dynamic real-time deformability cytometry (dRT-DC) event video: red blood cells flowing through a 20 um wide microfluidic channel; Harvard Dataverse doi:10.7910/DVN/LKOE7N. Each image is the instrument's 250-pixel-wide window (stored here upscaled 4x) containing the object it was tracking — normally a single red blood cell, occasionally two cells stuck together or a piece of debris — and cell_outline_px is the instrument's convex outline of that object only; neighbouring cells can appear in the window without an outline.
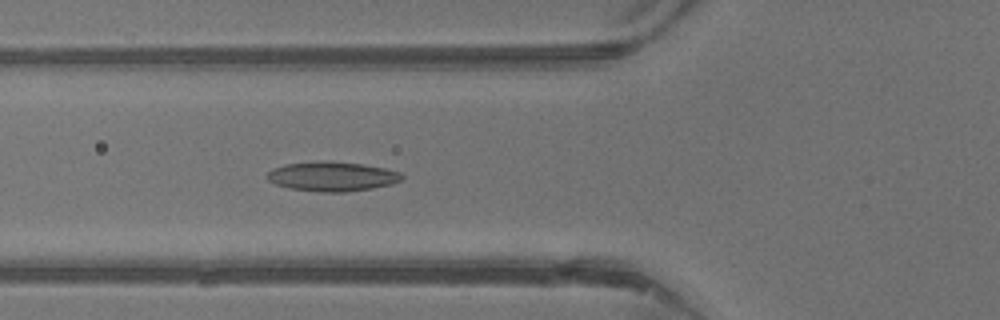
{"species": "common noctule bat (a hibernating species)", "species_latin": "Nyctalus noctula", "temperature_condition": "warm", "stored_images_in_passage": 21, "camera_frame_rate_fps": 3000, "um_per_image_px": 0.085, "animal": {"sex": "male", "body_mass_g": 13.3}, "frame": {"image": 1, "passage_image": 6, "time_ms": 1.667, "image_size_px": [1000, 320], "cell_outline_px": [[404, 176], [400, 180], [392, 184], [372, 188], [344, 192], [320, 192], [288, 188], [276, 184], [268, 180], [264, 176], [272, 168], [288, 164], [332, 160], [364, 164], [384, 168], [400, 172]], "centroid_in_image_um": [28.22, 14.99], "position_along_channel_um": 97.6, "area_um2": 23.24}}
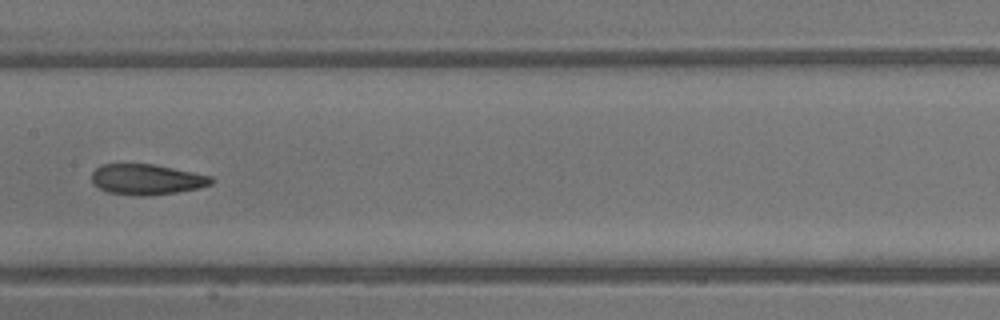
{"frame": {"image": 2, "passage_image": 12, "time_ms": 3.667, "image_size_px": [1000, 320], "cell_outline_px": [[216, 180], [212, 184], [200, 188], [176, 192], [144, 196], [136, 196], [108, 192], [100, 188], [92, 180], [92, 172], [100, 164], [152, 164], [212, 176]], "centroid_in_image_um": [12.5, 15.25], "position_along_channel_um": 194.9, "area_um2": 21.21}}
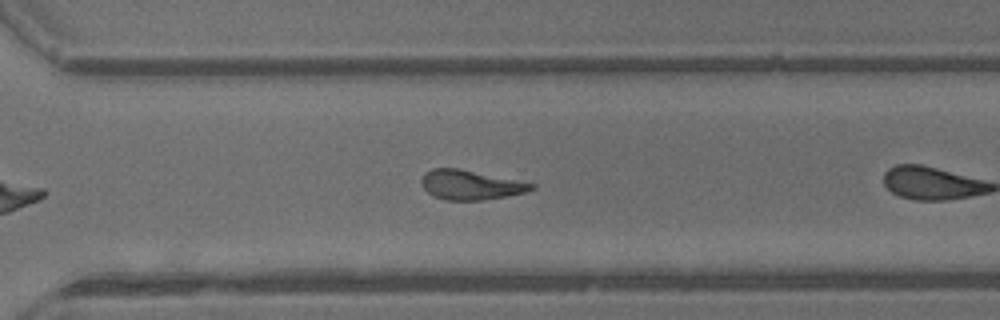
{"frame": {"image": 3, "passage_image": 18, "time_ms": 5.667, "image_size_px": [1000, 320], "cell_outline_px": [[536, 188], [524, 192], [484, 200], [448, 200], [436, 196], [428, 192], [420, 184], [420, 180], [424, 172], [432, 168], [460, 168], [536, 184]], "centroid_in_image_um": [39.97, 15.7], "position_along_channel_um": 330.6, "area_um2": 18.84}}